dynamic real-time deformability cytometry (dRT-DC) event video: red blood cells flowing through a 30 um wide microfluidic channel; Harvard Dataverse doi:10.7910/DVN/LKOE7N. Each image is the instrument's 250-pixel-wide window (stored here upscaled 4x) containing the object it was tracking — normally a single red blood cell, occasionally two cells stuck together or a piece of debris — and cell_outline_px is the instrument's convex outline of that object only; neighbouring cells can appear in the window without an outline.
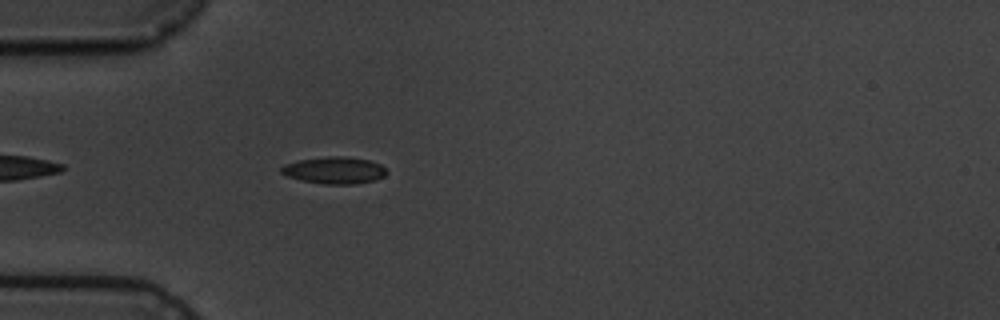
{"species": "common noctule bat (a hibernating species)", "species_latin": "Nyctalus noctula", "temperature_condition": "cold", "stored_images_in_passage": 5, "camera_frame_rate_fps": 3000, "um_per_image_px": 0.085, "animal": {"sex": "male", "body_mass_g": 19.5, "forearm_length_mm": 54.6}, "frame": {"image": 1, "passage_image": 5, "time_ms": 4.667, "image_size_px": [1000, 320], "cell_outline_px": [[388, 172], [384, 176], [376, 180], [356, 184], [324, 184], [300, 180], [288, 176], [280, 172], [280, 168], [284, 164], [300, 160], [328, 156], [348, 156], [368, 160], [380, 164]], "centroid_in_image_um": [28.43, 14.47], "position_along_channel_um": 56.6, "area_um2": 16.59}}